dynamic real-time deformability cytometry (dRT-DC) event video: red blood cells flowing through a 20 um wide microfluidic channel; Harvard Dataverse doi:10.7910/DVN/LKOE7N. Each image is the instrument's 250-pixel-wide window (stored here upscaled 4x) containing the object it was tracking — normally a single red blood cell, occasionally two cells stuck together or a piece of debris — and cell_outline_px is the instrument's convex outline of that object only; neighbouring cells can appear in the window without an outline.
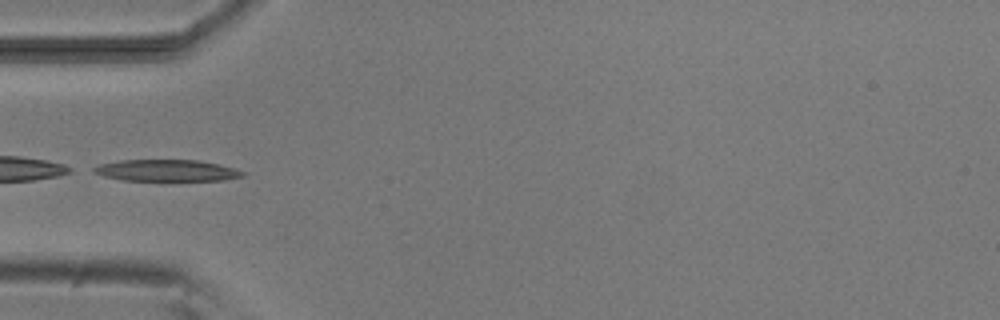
{"species": "common noctule bat (a hibernating species)", "species_latin": "Nyctalus noctula", "temperature_condition": "room temperature", "stored_images_in_passage": 8, "camera_frame_rate_fps": 3000, "um_per_image_px": 0.085, "animal": {"sex": "male", "body_mass_g": 20.5, "forearm_length_mm": 52.5}, "frame": {"image": 1, "passage_image": 4, "time_ms": 3.667, "image_size_px": [1000, 320], "cell_outline_px": [[244, 176], [224, 180], [124, 180], [104, 176], [92, 172], [92, 168], [100, 164], [120, 160], [200, 160], [220, 164], [236, 168], [244, 172]], "centroid_in_image_um": [14.18, 14.48], "position_along_channel_um": 70.8, "area_um2": 18.67}}
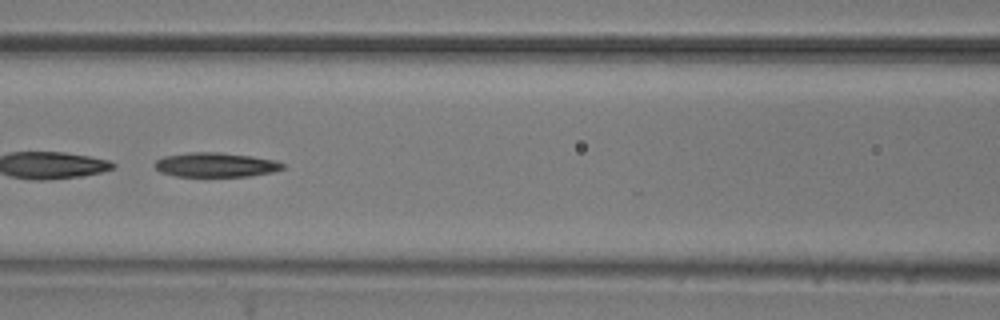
{"frame": {"image": 2, "passage_image": 6, "time_ms": 5.667, "image_size_px": [1000, 320], "cell_outline_px": [[284, 168], [272, 172], [248, 176], [176, 176], [160, 172], [152, 164], [156, 160], [164, 156], [188, 152], [220, 152], [252, 156], [276, 160], [284, 164]], "centroid_in_image_um": [18.31, 14.0], "position_along_channel_um": 148.3, "area_um2": 18.26}}
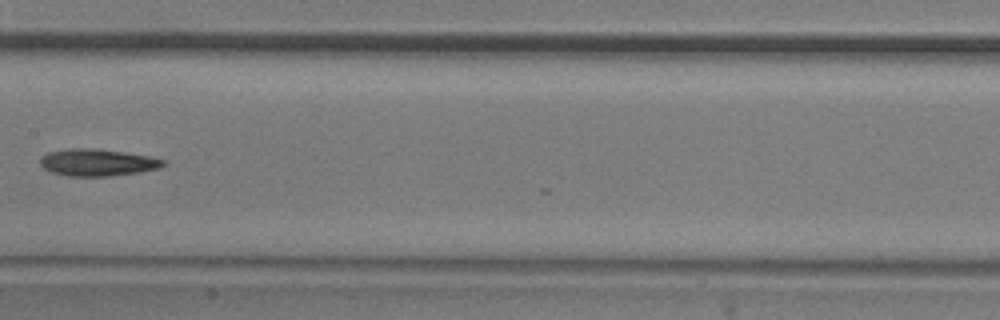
{"frame": {"image": 3, "passage_image": 7, "time_ms": 7.0, "image_size_px": [1000, 320], "cell_outline_px": [[168, 164], [160, 168], [140, 172], [108, 176], [68, 176], [52, 172], [44, 168], [40, 164], [40, 160], [48, 152], [68, 148], [96, 148], [152, 156], [164, 160]], "centroid_in_image_um": [8.33, 13.8], "position_along_channel_um": 199.1, "area_um2": 19.48}}